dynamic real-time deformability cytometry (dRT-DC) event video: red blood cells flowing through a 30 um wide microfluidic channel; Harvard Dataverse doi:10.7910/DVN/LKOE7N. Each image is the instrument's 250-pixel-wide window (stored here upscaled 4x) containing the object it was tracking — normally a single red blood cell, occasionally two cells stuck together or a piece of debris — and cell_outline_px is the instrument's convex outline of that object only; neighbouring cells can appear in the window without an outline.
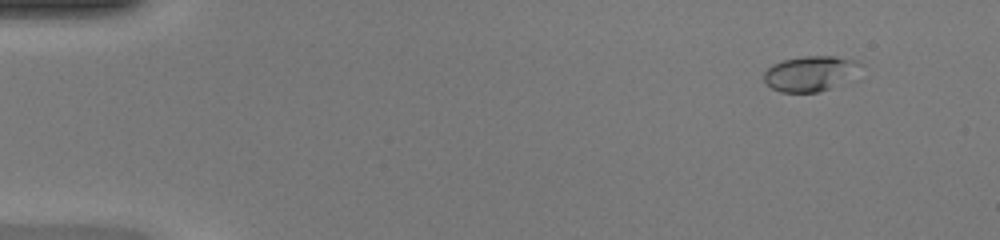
{"species": "common noctule bat (a hibernating species)", "species_latin": "Nyctalus noctula", "temperature_condition": "warm", "stored_images_in_passage": 49, "camera_frame_rate_fps": 3000, "um_per_image_px": 0.085, "animal": {"sex": "female", "body_mass_g": 20.0, "forearm_length_mm": 54.0}, "frame": {"image": 1, "passage_image": 5, "time_ms": 1.333, "image_size_px": [1000, 240], "cell_outline_px": [[864, 64], [836, 84], [828, 88], [816, 92], [780, 92], [772, 88], [764, 80], [764, 72], [772, 64], [784, 60], [804, 56], [832, 56], [856, 60]], "centroid_in_image_um": [68.78, 6.23], "position_along_channel_um": 16.2, "area_um2": 19.07}}
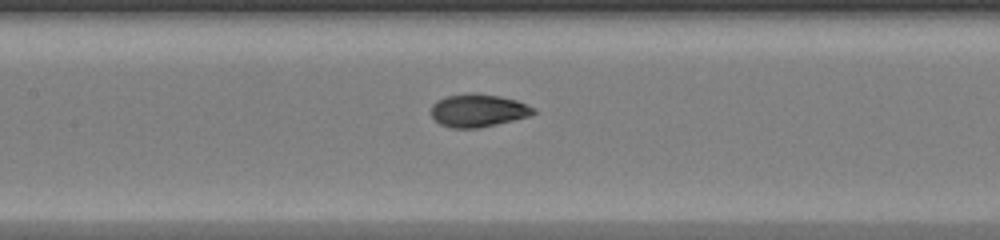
{"frame": {"image": 2, "passage_image": 24, "time_ms": 7.667, "image_size_px": [1000, 240], "cell_outline_px": [[536, 112], [532, 116], [480, 128], [452, 128], [440, 124], [432, 116], [432, 104], [436, 100], [448, 96], [468, 92], [476, 92], [500, 96], [516, 100], [536, 108]], "centroid_in_image_um": [40.67, 9.38], "position_along_channel_um": 166.7, "area_um2": 19.88}}
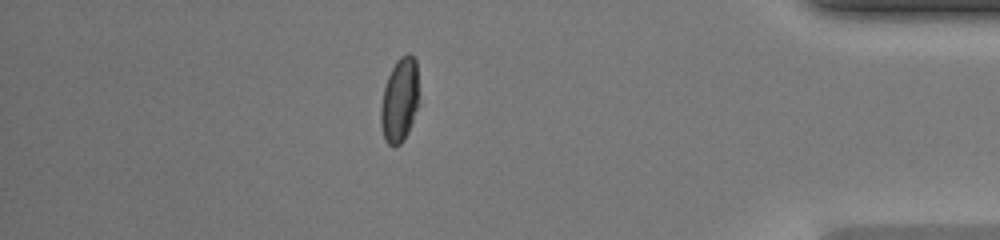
{"frame": {"image": 3, "passage_image": 43, "time_ms": 14.0, "image_size_px": [1000, 240], "cell_outline_px": [[416, 108], [408, 132], [404, 140], [396, 148], [392, 148], [384, 140], [380, 124], [380, 108], [384, 88], [388, 76], [396, 60], [400, 56], [408, 52], [416, 60]], "centroid_in_image_um": [33.91, 8.56], "position_along_channel_um": 401.3, "area_um2": 18.44}, "authors_computed_cell_mechanics": {"area_um2": 19.1896, "velocity_mm_per_s": 4.2786, "shape_relaxation_time_tau1_ms": 3.9227, "shape_relaxation_time_tau2_ms": 0.7481, "deformation_change_tau1": 0.2003, "deformation_change_tau2": 0.0415}}